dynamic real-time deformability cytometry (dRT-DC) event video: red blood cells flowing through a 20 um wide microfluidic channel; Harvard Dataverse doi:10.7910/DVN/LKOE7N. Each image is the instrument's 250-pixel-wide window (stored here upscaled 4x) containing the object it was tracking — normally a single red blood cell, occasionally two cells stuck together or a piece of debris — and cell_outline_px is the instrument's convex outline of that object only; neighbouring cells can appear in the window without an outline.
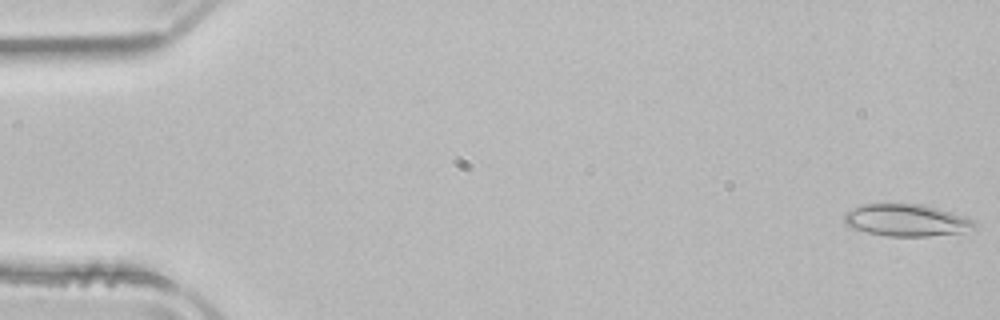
{"species": "common noctule bat (a hibernating species)", "species_latin": "Nyctalus noctula", "temperature_condition": "room temperature", "stored_images_in_passage": 51, "camera_frame_rate_fps": 3000, "um_per_image_px": 0.085, "animal": {"sex": "male", "body_mass_g": 21.5, "forearm_length_mm": 52.0}, "frame": {"image": 1, "passage_image": 1, "time_ms": 0.0, "image_size_px": [1000, 320], "cell_outline_px": [[976, 224], [972, 228], [960, 232], [928, 236], [888, 236], [868, 232], [844, 224], [844, 212], [852, 208], [864, 204], [924, 204], [972, 220]], "centroid_in_image_um": [76.96, 18.71], "position_along_channel_um": 8.0, "area_um2": 23.76}}
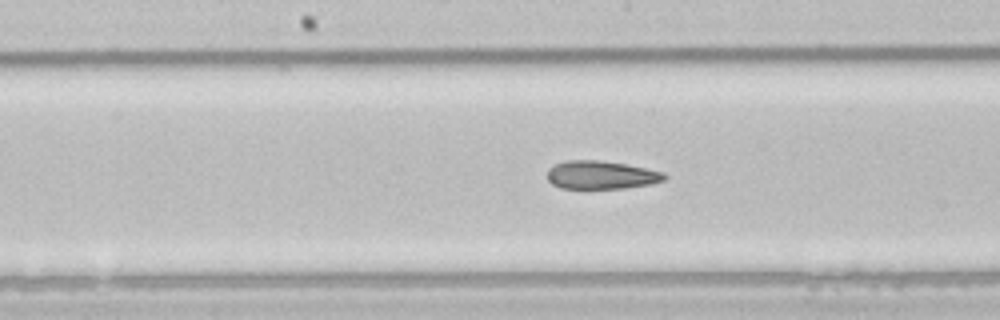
{"frame": {"image": 2, "passage_image": 26, "time_ms": 8.333, "image_size_px": [1000, 320], "cell_outline_px": [[668, 176], [664, 180], [652, 184], [624, 188], [560, 188], [552, 184], [548, 180], [548, 168], [556, 164], [568, 160], [600, 160], [624, 164], [664, 172]], "centroid_in_image_um": [51.1, 14.87], "position_along_channel_um": 197.1, "area_um2": 19.19}}
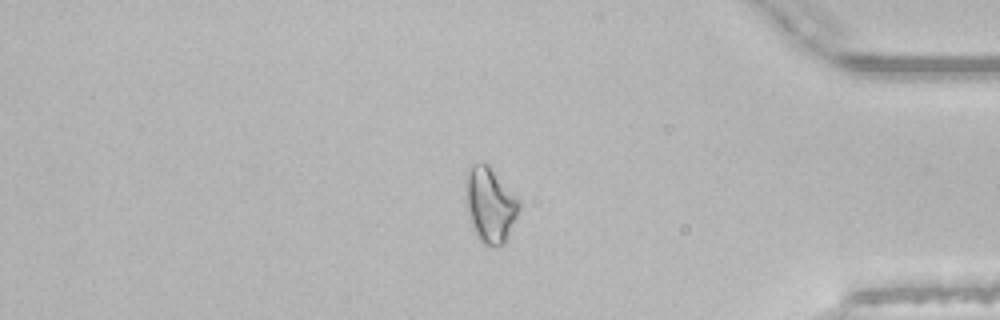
{"frame": {"image": 3, "passage_image": 43, "time_ms": 14.0, "image_size_px": [1000, 320], "cell_outline_px": [[520, 208], [504, 244], [484, 244], [476, 236], [472, 228], [468, 208], [468, 172], [472, 164], [488, 164], [520, 200]], "centroid_in_image_um": [41.7, 17.43], "position_along_channel_um": 393.5, "area_um2": 22.37}, "authors_computed_cell_mechanics": {"area_um2": 21.9062, "velocity_mm_per_s": 3.9722, "shape_relaxation_time_tau1_ms": null, "shape_relaxation_time_tau2_ms": 2.4248, "deformation_change_tau1": null, "deformation_change_tau2": 0.0919}}